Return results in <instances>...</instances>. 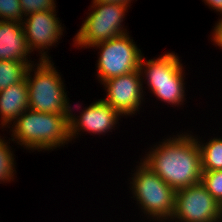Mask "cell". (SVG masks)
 Instances as JSON below:
<instances>
[{
    "mask_svg": "<svg viewBox=\"0 0 222 222\" xmlns=\"http://www.w3.org/2000/svg\"><path fill=\"white\" fill-rule=\"evenodd\" d=\"M129 33L122 34L108 41H103L90 48L99 49L97 60V79L104 82L107 79L132 73L139 69L143 56Z\"/></svg>",
    "mask_w": 222,
    "mask_h": 222,
    "instance_id": "7",
    "label": "cell"
},
{
    "mask_svg": "<svg viewBox=\"0 0 222 222\" xmlns=\"http://www.w3.org/2000/svg\"><path fill=\"white\" fill-rule=\"evenodd\" d=\"M172 222H222V207L198 183L176 191Z\"/></svg>",
    "mask_w": 222,
    "mask_h": 222,
    "instance_id": "8",
    "label": "cell"
},
{
    "mask_svg": "<svg viewBox=\"0 0 222 222\" xmlns=\"http://www.w3.org/2000/svg\"><path fill=\"white\" fill-rule=\"evenodd\" d=\"M0 136V184L14 181L16 174L14 153L10 149V141Z\"/></svg>",
    "mask_w": 222,
    "mask_h": 222,
    "instance_id": "16",
    "label": "cell"
},
{
    "mask_svg": "<svg viewBox=\"0 0 222 222\" xmlns=\"http://www.w3.org/2000/svg\"><path fill=\"white\" fill-rule=\"evenodd\" d=\"M141 58L139 70L142 81H146L149 90L160 101L174 106L184 105L185 72L181 60L175 52H167L158 58ZM145 77V78H144ZM145 79V80H144Z\"/></svg>",
    "mask_w": 222,
    "mask_h": 222,
    "instance_id": "4",
    "label": "cell"
},
{
    "mask_svg": "<svg viewBox=\"0 0 222 222\" xmlns=\"http://www.w3.org/2000/svg\"><path fill=\"white\" fill-rule=\"evenodd\" d=\"M31 53L22 22L0 20V60L24 61L30 66L35 64L28 60Z\"/></svg>",
    "mask_w": 222,
    "mask_h": 222,
    "instance_id": "12",
    "label": "cell"
},
{
    "mask_svg": "<svg viewBox=\"0 0 222 222\" xmlns=\"http://www.w3.org/2000/svg\"><path fill=\"white\" fill-rule=\"evenodd\" d=\"M154 145L141 159L175 191L201 183V154L196 134H177Z\"/></svg>",
    "mask_w": 222,
    "mask_h": 222,
    "instance_id": "1",
    "label": "cell"
},
{
    "mask_svg": "<svg viewBox=\"0 0 222 222\" xmlns=\"http://www.w3.org/2000/svg\"><path fill=\"white\" fill-rule=\"evenodd\" d=\"M206 5L220 13L222 17V0H203Z\"/></svg>",
    "mask_w": 222,
    "mask_h": 222,
    "instance_id": "21",
    "label": "cell"
},
{
    "mask_svg": "<svg viewBox=\"0 0 222 222\" xmlns=\"http://www.w3.org/2000/svg\"><path fill=\"white\" fill-rule=\"evenodd\" d=\"M201 184L222 207V170L202 171Z\"/></svg>",
    "mask_w": 222,
    "mask_h": 222,
    "instance_id": "17",
    "label": "cell"
},
{
    "mask_svg": "<svg viewBox=\"0 0 222 222\" xmlns=\"http://www.w3.org/2000/svg\"><path fill=\"white\" fill-rule=\"evenodd\" d=\"M21 11L25 16L43 11L56 10V0H19Z\"/></svg>",
    "mask_w": 222,
    "mask_h": 222,
    "instance_id": "19",
    "label": "cell"
},
{
    "mask_svg": "<svg viewBox=\"0 0 222 222\" xmlns=\"http://www.w3.org/2000/svg\"><path fill=\"white\" fill-rule=\"evenodd\" d=\"M212 37L210 39L216 44L218 47L222 48V17L217 21L215 27L212 32Z\"/></svg>",
    "mask_w": 222,
    "mask_h": 222,
    "instance_id": "20",
    "label": "cell"
},
{
    "mask_svg": "<svg viewBox=\"0 0 222 222\" xmlns=\"http://www.w3.org/2000/svg\"><path fill=\"white\" fill-rule=\"evenodd\" d=\"M56 13V10L36 12L25 16L22 21L28 48L31 52L38 50L42 61L51 59L45 50L55 46L63 35L64 27Z\"/></svg>",
    "mask_w": 222,
    "mask_h": 222,
    "instance_id": "10",
    "label": "cell"
},
{
    "mask_svg": "<svg viewBox=\"0 0 222 222\" xmlns=\"http://www.w3.org/2000/svg\"><path fill=\"white\" fill-rule=\"evenodd\" d=\"M23 17L19 0H0V20L22 22Z\"/></svg>",
    "mask_w": 222,
    "mask_h": 222,
    "instance_id": "18",
    "label": "cell"
},
{
    "mask_svg": "<svg viewBox=\"0 0 222 222\" xmlns=\"http://www.w3.org/2000/svg\"><path fill=\"white\" fill-rule=\"evenodd\" d=\"M201 154L202 171L222 170V137H214L209 142H202L197 138Z\"/></svg>",
    "mask_w": 222,
    "mask_h": 222,
    "instance_id": "14",
    "label": "cell"
},
{
    "mask_svg": "<svg viewBox=\"0 0 222 222\" xmlns=\"http://www.w3.org/2000/svg\"><path fill=\"white\" fill-rule=\"evenodd\" d=\"M11 125L9 140L32 152L54 151L71 142L69 115L27 109Z\"/></svg>",
    "mask_w": 222,
    "mask_h": 222,
    "instance_id": "2",
    "label": "cell"
},
{
    "mask_svg": "<svg viewBox=\"0 0 222 222\" xmlns=\"http://www.w3.org/2000/svg\"><path fill=\"white\" fill-rule=\"evenodd\" d=\"M74 105L70 108L69 125L71 141L78 138L80 132L105 135L115 128L121 118V114L104 102L98 99L80 112L79 116L74 112ZM75 114V115H74ZM77 115V116H76ZM79 134V135H78Z\"/></svg>",
    "mask_w": 222,
    "mask_h": 222,
    "instance_id": "11",
    "label": "cell"
},
{
    "mask_svg": "<svg viewBox=\"0 0 222 222\" xmlns=\"http://www.w3.org/2000/svg\"><path fill=\"white\" fill-rule=\"evenodd\" d=\"M105 88L106 98L102 100L118 111L122 117L135 115L145 101L140 70L107 79L100 83ZM144 99V100H143ZM139 109V110H138Z\"/></svg>",
    "mask_w": 222,
    "mask_h": 222,
    "instance_id": "9",
    "label": "cell"
},
{
    "mask_svg": "<svg viewBox=\"0 0 222 222\" xmlns=\"http://www.w3.org/2000/svg\"><path fill=\"white\" fill-rule=\"evenodd\" d=\"M28 105L29 95L26 79L0 91L1 128H9L28 109Z\"/></svg>",
    "mask_w": 222,
    "mask_h": 222,
    "instance_id": "13",
    "label": "cell"
},
{
    "mask_svg": "<svg viewBox=\"0 0 222 222\" xmlns=\"http://www.w3.org/2000/svg\"><path fill=\"white\" fill-rule=\"evenodd\" d=\"M130 190L139 208L150 221L170 222L175 208L176 191L142 160L132 175ZM151 217V218H150Z\"/></svg>",
    "mask_w": 222,
    "mask_h": 222,
    "instance_id": "5",
    "label": "cell"
},
{
    "mask_svg": "<svg viewBox=\"0 0 222 222\" xmlns=\"http://www.w3.org/2000/svg\"><path fill=\"white\" fill-rule=\"evenodd\" d=\"M131 1L132 0H92V3H116L130 6Z\"/></svg>",
    "mask_w": 222,
    "mask_h": 222,
    "instance_id": "22",
    "label": "cell"
},
{
    "mask_svg": "<svg viewBox=\"0 0 222 222\" xmlns=\"http://www.w3.org/2000/svg\"><path fill=\"white\" fill-rule=\"evenodd\" d=\"M33 71L34 74L31 73ZM59 73L51 60H39L29 66L25 77L29 95L28 109L70 115V100Z\"/></svg>",
    "mask_w": 222,
    "mask_h": 222,
    "instance_id": "3",
    "label": "cell"
},
{
    "mask_svg": "<svg viewBox=\"0 0 222 222\" xmlns=\"http://www.w3.org/2000/svg\"><path fill=\"white\" fill-rule=\"evenodd\" d=\"M29 65L24 61L0 60V91L22 82Z\"/></svg>",
    "mask_w": 222,
    "mask_h": 222,
    "instance_id": "15",
    "label": "cell"
},
{
    "mask_svg": "<svg viewBox=\"0 0 222 222\" xmlns=\"http://www.w3.org/2000/svg\"><path fill=\"white\" fill-rule=\"evenodd\" d=\"M128 7L130 6L116 3H92V11L83 20L84 23L73 38L74 47L90 48L128 33L122 25Z\"/></svg>",
    "mask_w": 222,
    "mask_h": 222,
    "instance_id": "6",
    "label": "cell"
}]
</instances>
